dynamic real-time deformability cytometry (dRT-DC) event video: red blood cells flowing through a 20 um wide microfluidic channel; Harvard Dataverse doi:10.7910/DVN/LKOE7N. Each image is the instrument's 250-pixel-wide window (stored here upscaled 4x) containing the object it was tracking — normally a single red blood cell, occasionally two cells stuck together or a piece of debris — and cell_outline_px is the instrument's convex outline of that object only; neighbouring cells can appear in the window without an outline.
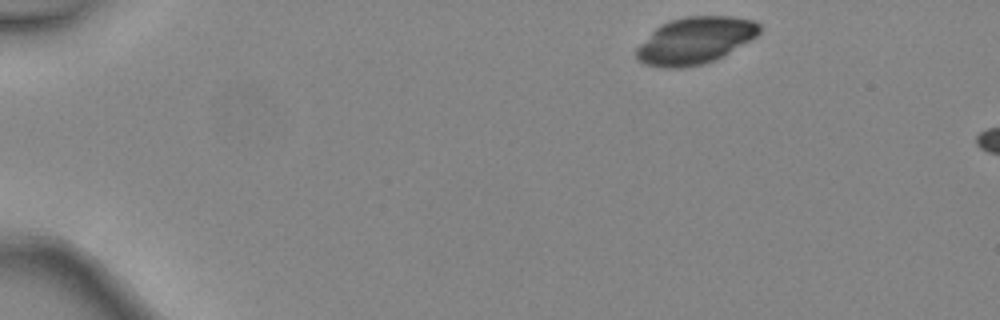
{"species": "common noctule bat (a hibernating species)", "species_latin": "Nyctalus noctula", "temperature_condition": "warm", "stored_images_in_passage": 9, "camera_frame_rate_fps": 3000, "um_per_image_px": 0.085, "animal": {"sex": "female", "body_mass_g": 24.6, "forearm_length_mm": 56.2}, "frame": {"image": 1, "passage_image": 1, "time_ms": 0.0, "image_size_px": [1000, 320], "cell_outline_px": [[760, 32], [756, 36], [716, 60], [684, 68], [660, 68], [644, 64], [636, 60], [636, 48], [656, 28], [672, 20], [688, 16], [732, 16], [756, 20], [760, 24]], "centroid_in_image_um": [59.08, 3.45], "position_along_channel_um": 25.9, "area_um2": 33.47}}